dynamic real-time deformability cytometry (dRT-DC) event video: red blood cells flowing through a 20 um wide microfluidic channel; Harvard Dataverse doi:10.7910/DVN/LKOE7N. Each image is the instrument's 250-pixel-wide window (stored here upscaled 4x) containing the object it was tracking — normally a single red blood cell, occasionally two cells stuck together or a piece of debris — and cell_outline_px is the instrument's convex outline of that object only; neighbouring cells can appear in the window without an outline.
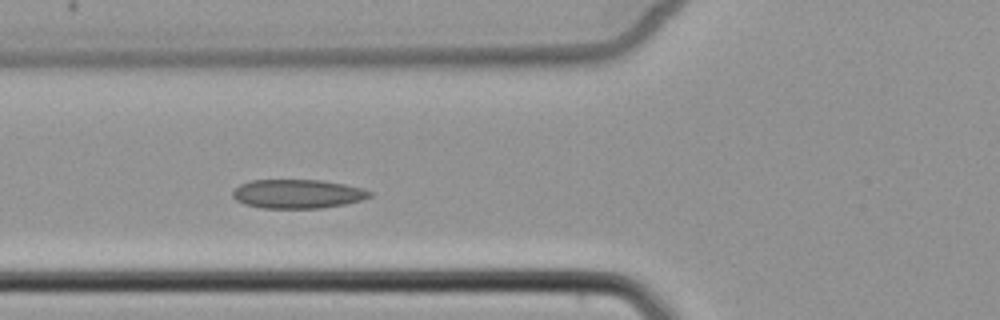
{"species": "common noctule bat (a hibernating species)", "species_latin": "Nyctalus noctula", "temperature_condition": "cold", "stored_images_in_passage": 8, "camera_frame_rate_fps": 3000, "um_per_image_px": 0.085, "animal": {"sex": "female", "body_mass_g": 22.7, "forearm_length_mm": 54.2}, "frame": {"image": 1, "passage_image": 5, "time_ms": 4.667, "image_size_px": [1000, 320], "cell_outline_px": [[372, 196], [360, 200], [344, 204], [320, 208], [264, 208], [244, 204], [236, 200], [232, 196], [232, 192], [240, 184], [252, 180], [320, 180], [344, 184], [364, 188], [372, 192]], "centroid_in_image_um": [25.29, 16.48], "position_along_channel_um": 100.5, "area_um2": 23.06}}
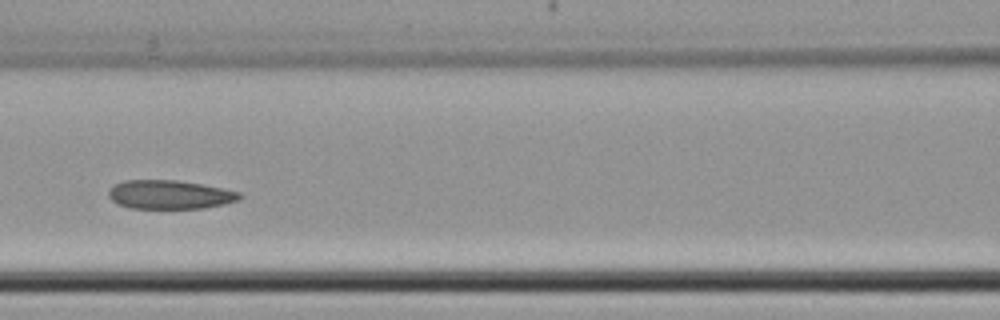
{"frame": {"image": 2, "passage_image": 6, "time_ms": 6.0, "image_size_px": [1000, 320], "cell_outline_px": [[244, 196], [240, 200], [224, 204], [204, 208], [128, 208], [116, 204], [108, 196], [108, 188], [112, 184], [124, 180], [176, 180], [224, 188], [240, 192]], "centroid_in_image_um": [14.41, 16.54], "position_along_channel_um": 152.2, "area_um2": 22.31}}
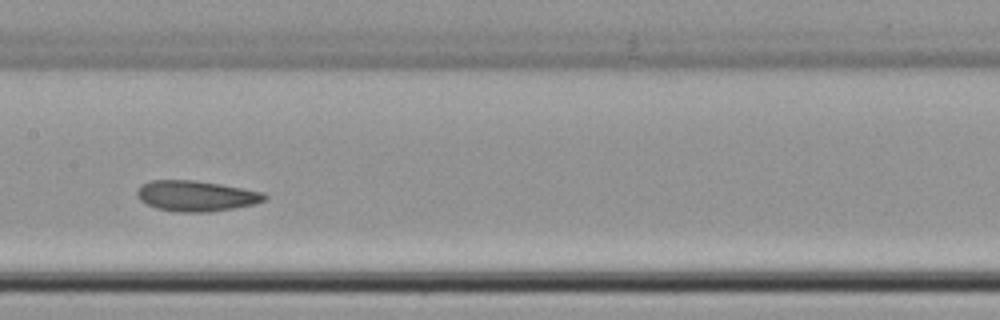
{"frame": {"image": 3, "passage_image": 7, "time_ms": 7.0, "image_size_px": [1000, 320], "cell_outline_px": [[268, 200], [236, 208], [208, 212], [176, 212], [156, 208], [140, 200], [136, 196], [136, 188], [140, 184], [152, 180], [196, 180], [220, 184], [264, 192], [268, 196]], "centroid_in_image_um": [16.66, 16.65], "position_along_channel_um": 190.7, "area_um2": 23.0}}